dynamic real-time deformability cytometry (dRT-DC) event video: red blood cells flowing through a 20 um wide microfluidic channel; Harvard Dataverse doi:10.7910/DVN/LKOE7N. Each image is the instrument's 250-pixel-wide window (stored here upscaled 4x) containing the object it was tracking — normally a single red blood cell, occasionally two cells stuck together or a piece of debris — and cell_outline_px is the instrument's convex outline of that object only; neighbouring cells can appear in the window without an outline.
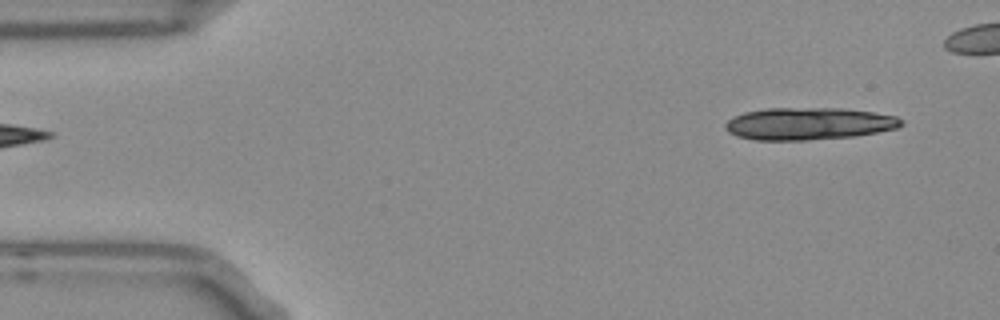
{"species": "Egyptian fruit bat (a non-hibernating species)", "species_latin": "Rousettus aegyptiacus", "temperature_condition": "room temperature", "stored_images_in_passage": 11, "camera_frame_rate_fps": 3000, "um_per_image_px": 0.085, "frame": {"image": 1, "passage_image": 1, "time_ms": 0.0, "image_size_px": [1000, 320], "cell_outline_px": [[904, 124], [896, 128], [856, 136], [808, 140], [756, 140], [736, 136], [728, 132], [724, 128], [724, 124], [732, 116], [744, 112], [764, 108], [840, 108], [872, 112], [896, 116], [904, 120]], "centroid_in_image_um": [68.7, 10.51], "position_along_channel_um": 16.3, "area_um2": 33.29}}